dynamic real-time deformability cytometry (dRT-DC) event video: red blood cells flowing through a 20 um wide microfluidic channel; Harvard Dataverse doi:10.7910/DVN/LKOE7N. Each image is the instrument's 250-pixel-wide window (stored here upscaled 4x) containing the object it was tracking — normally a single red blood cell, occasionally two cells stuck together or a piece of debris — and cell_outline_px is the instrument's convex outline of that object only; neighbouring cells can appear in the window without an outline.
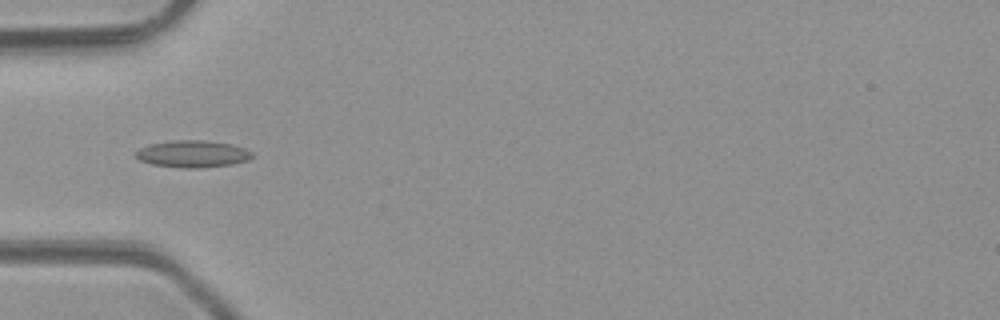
{"species": "common noctule bat (a hibernating species)", "species_latin": "Nyctalus noctula", "temperature_condition": "room temperature", "stored_images_in_passage": 3, "camera_frame_rate_fps": 3000, "um_per_image_px": 0.085, "animal": {"sex": "male", "body_mass_g": 23.1, "forearm_length_mm": 52.7}, "frame": {"image": 1, "passage_image": 3, "time_ms": 2.333, "image_size_px": [1000, 320], "cell_outline_px": [[252, 156], [248, 160], [232, 164], [200, 168], [184, 168], [152, 164], [140, 160], [136, 156], [136, 152], [140, 148], [148, 144], [172, 140], [204, 140], [232, 144], [244, 148], [252, 152]], "centroid_in_image_um": [16.38, 13.07], "position_along_channel_um": 68.6, "area_um2": 18.26}}